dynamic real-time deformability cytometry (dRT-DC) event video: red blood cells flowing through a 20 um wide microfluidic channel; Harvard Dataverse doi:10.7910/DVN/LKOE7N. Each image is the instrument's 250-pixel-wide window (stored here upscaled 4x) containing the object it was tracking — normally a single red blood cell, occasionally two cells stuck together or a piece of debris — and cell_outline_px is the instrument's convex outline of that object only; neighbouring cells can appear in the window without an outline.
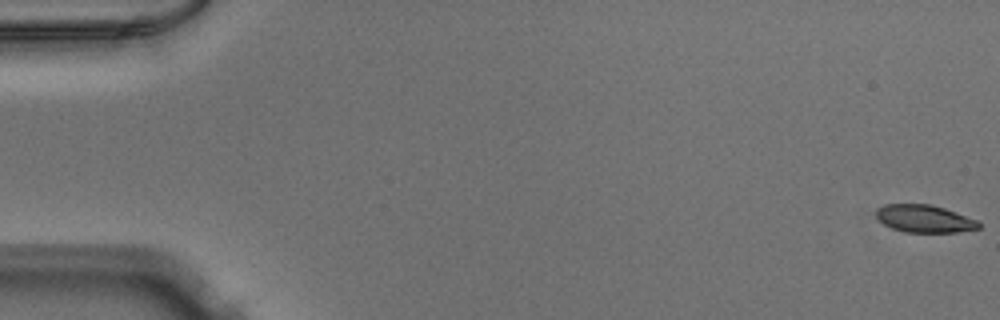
{"species": "Egyptian fruit bat (a non-hibernating species)", "species_latin": "Rousettus aegyptiacus", "temperature_condition": "warm", "stored_images_in_passage": 53, "camera_frame_rate_fps": 3000, "um_per_image_px": 0.085, "animal": {"sex": "male"}, "frame": {"image": 1, "passage_image": 1, "time_ms": 0.0, "image_size_px": [1000, 320], "cell_outline_px": [[980, 228], [960, 232], [904, 232], [892, 228], [884, 224], [876, 216], [876, 208], [884, 204], [932, 204], [956, 212], [976, 220], [980, 224]], "centroid_in_image_um": [78.56, 18.58], "position_along_channel_um": 6.4, "area_um2": 16.47}}
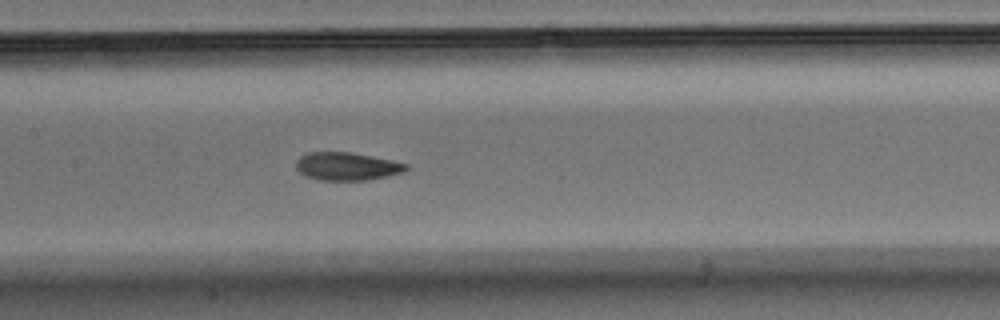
{"frame": {"image": 2, "passage_image": 26, "time_ms": 8.333, "image_size_px": [1000, 320], "cell_outline_px": [[408, 168], [404, 172], [388, 176], [368, 180], [316, 180], [304, 176], [296, 168], [296, 160], [300, 156], [308, 152], [352, 152], [392, 160], [408, 164]], "centroid_in_image_um": [29.47, 14.14], "position_along_channel_um": 177.9, "area_um2": 18.15}}
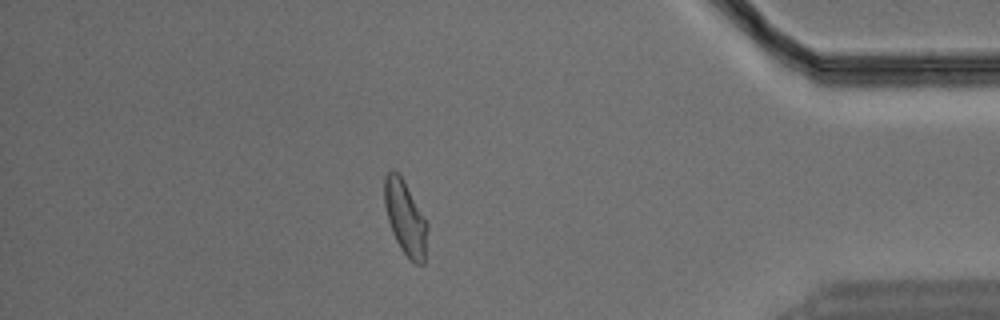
{"frame": {"image": 3, "passage_image": 46, "time_ms": 15.0, "image_size_px": [1000, 320], "cell_outline_px": [[428, 228], [424, 264], [416, 264], [408, 260], [400, 248], [392, 232], [388, 220], [384, 204], [384, 176], [392, 168], [404, 180], [428, 224]], "centroid_in_image_um": [34.45, 18.54], "position_along_channel_um": 400.8, "area_um2": 18.67}}